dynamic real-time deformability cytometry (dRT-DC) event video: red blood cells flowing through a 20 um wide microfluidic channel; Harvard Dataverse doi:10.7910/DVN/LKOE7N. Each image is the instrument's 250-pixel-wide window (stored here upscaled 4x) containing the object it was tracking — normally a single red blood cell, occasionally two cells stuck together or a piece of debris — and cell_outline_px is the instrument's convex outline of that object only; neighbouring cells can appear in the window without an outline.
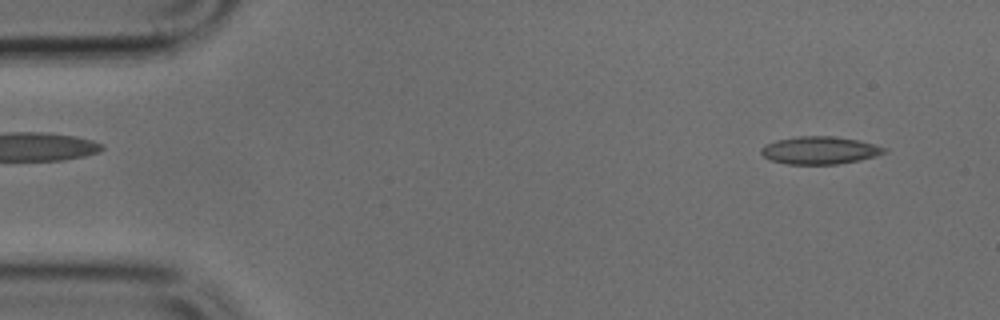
{"species": "common noctule bat (a hibernating species)", "species_latin": "Nyctalus noctula", "temperature_condition": "cold", "stored_images_in_passage": 48, "camera_frame_rate_fps": 3000, "um_per_image_px": 0.085, "animal": {"sex": "male", "body_mass_g": 17.9, "forearm_length_mm": 54.2}, "frame": {"image": 1, "passage_image": 3, "time_ms": 0.667, "image_size_px": [1000, 320], "cell_outline_px": [[888, 152], [876, 156], [860, 160], [836, 164], [788, 164], [772, 160], [764, 156], [760, 152], [760, 148], [764, 144], [776, 140], [800, 136], [836, 136], [860, 140], [888, 148]], "centroid_in_image_um": [69.71, 12.77], "position_along_channel_um": 15.3, "area_um2": 20.0}}
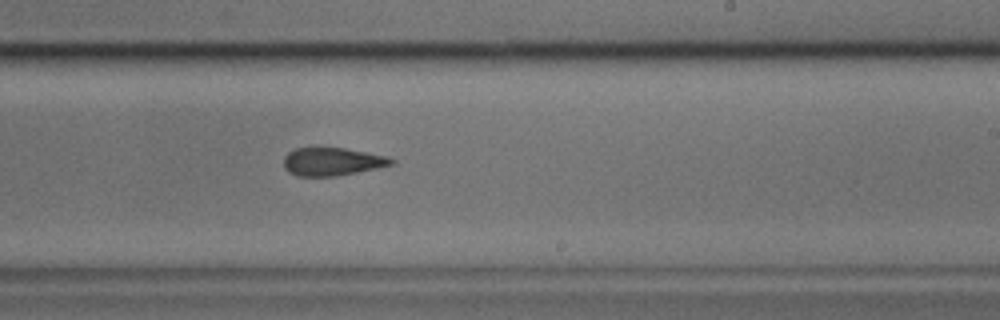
{"frame": {"image": 2, "passage_image": 28, "time_ms": 9.0, "image_size_px": [1000, 320], "cell_outline_px": [[396, 160], [392, 164], [376, 168], [336, 176], [296, 176], [288, 172], [284, 168], [284, 156], [288, 152], [296, 148], [344, 148], [388, 156]], "centroid_in_image_um": [28.21, 13.74], "position_along_channel_um": 260.8, "area_um2": 17.51}}
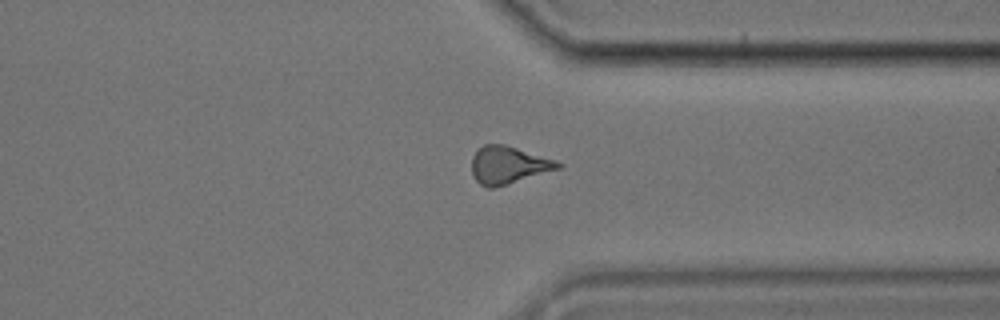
{"frame": {"image": 3, "passage_image": 36, "time_ms": 11.667, "image_size_px": [1000, 320], "cell_outline_px": [[564, 164], [560, 168], [508, 184], [492, 188], [488, 188], [480, 184], [476, 180], [472, 172], [472, 156], [484, 144], [504, 144], [556, 160]], "centroid_in_image_um": [43.21, 14.03], "position_along_channel_um": 368.2, "area_um2": 18.67}}